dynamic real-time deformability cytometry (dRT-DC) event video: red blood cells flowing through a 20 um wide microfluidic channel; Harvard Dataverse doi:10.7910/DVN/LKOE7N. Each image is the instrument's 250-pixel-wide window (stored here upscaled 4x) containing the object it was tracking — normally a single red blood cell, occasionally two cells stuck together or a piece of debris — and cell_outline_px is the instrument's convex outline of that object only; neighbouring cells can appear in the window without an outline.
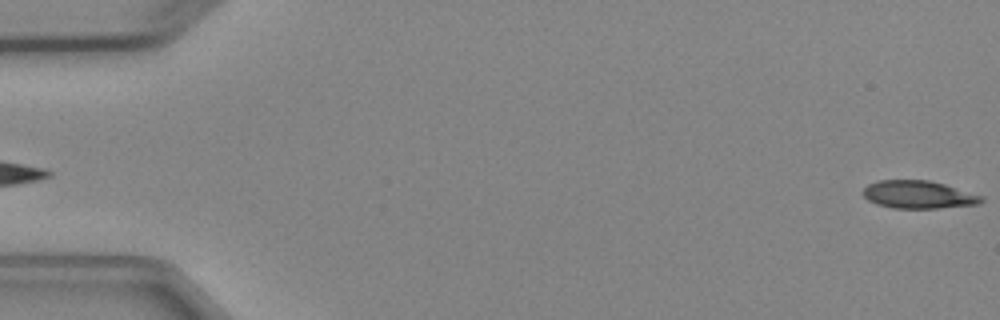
{"species": "Egyptian fruit bat (a non-hibernating species)", "species_latin": "Rousettus aegyptiacus", "temperature_condition": "cold", "stored_images_in_passage": 6, "segment_of_instrument_passage": [2, 2], "camera_frame_rate_fps": 3000, "um_per_image_px": 0.085, "animal": {"sex": "female"}, "frame": {"image": 1, "passage_image": 6, "time_ms": 5.667, "image_size_px": [1000, 320], "cell_outline_px": [[984, 200], [980, 204], [940, 208], [892, 208], [876, 204], [868, 200], [864, 196], [864, 188], [868, 184], [876, 180], [928, 180], [944, 184], [984, 196]], "centroid_in_image_um": [78.08, 16.54], "position_along_channel_um": 6.9, "area_um2": 19.25}}